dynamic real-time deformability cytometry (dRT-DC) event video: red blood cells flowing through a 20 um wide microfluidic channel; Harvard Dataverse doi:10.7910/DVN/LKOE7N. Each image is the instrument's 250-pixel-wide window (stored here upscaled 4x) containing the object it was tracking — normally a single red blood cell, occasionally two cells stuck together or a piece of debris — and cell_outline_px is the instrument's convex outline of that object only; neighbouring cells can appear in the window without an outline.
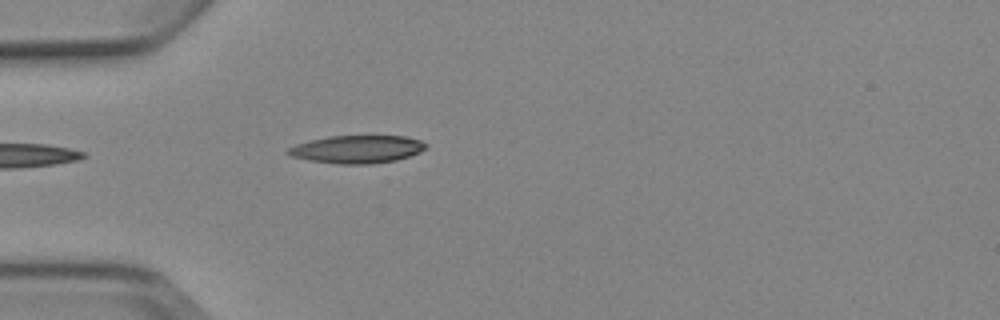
{"species": "Egyptian fruit bat (a non-hibernating species)", "species_latin": "Rousettus aegyptiacus", "temperature_condition": "cold", "stored_images_in_passage": 5, "camera_frame_rate_fps": 3000, "um_per_image_px": 0.085, "animal": {"sex": "female"}, "frame": {"image": 1, "passage_image": 5, "time_ms": 4.667, "image_size_px": [1000, 320], "cell_outline_px": [[428, 148], [420, 152], [396, 160], [372, 164], [340, 164], [308, 160], [292, 156], [284, 152], [288, 148], [296, 144], [328, 136], [404, 136], [420, 140], [428, 144]], "centroid_in_image_um": [30.37, 12.69], "position_along_channel_um": 54.6, "area_um2": 22.37}}